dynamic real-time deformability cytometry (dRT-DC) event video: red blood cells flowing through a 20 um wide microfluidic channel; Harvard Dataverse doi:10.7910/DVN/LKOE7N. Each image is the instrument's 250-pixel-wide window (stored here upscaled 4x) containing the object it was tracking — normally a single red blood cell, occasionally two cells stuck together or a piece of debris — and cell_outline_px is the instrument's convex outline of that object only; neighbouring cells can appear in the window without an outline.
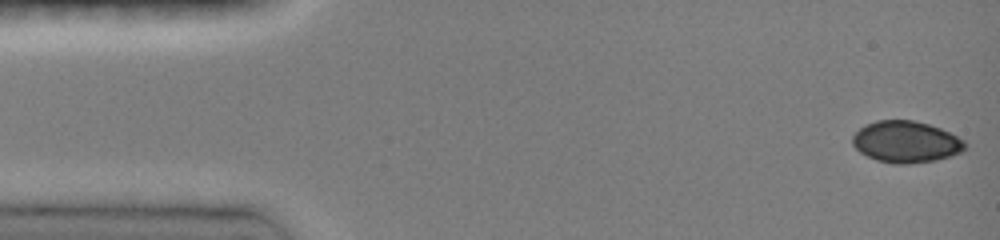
{"species": "common noctule bat (a hibernating species)", "species_latin": "Nyctalus noctula", "temperature_condition": "room temperature", "stored_images_in_passage": 2, "camera_frame_rate_fps": 3000, "um_per_image_px": 0.085, "animal": {"sex": "female", "body_mass_g": 19.0, "forearm_length_mm": 51.5}, "frame": {"image": 1, "passage_image": 1, "time_ms": 0.0, "image_size_px": [1000, 240], "cell_outline_px": [[964, 148], [960, 152], [936, 160], [908, 164], [892, 164], [876, 160], [860, 152], [852, 144], [852, 136], [860, 128], [876, 120], [912, 120], [928, 124], [940, 128], [964, 140]], "centroid_in_image_um": [76.97, 12.06], "position_along_channel_um": 8.0, "area_um2": 26.99}}